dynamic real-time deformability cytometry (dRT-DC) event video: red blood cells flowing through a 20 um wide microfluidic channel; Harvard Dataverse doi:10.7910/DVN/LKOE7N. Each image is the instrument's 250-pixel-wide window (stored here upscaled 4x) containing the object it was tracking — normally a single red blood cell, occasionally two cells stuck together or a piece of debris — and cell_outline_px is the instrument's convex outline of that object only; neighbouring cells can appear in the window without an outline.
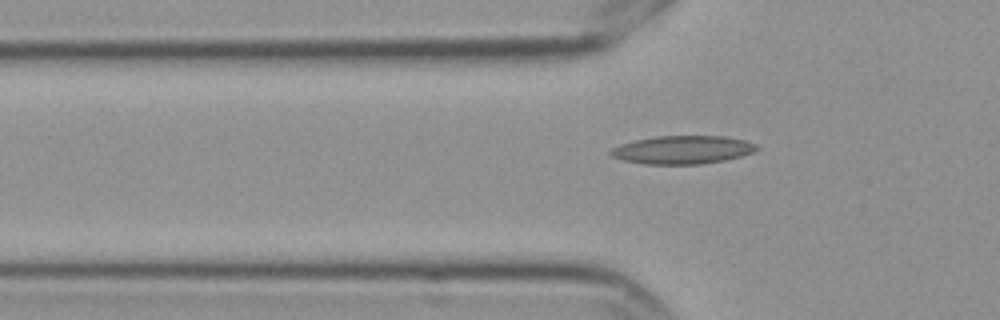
{"species": "Egyptian fruit bat (a non-hibernating species)", "species_latin": "Rousettus aegyptiacus", "temperature_condition": "cold", "stored_images_in_passage": 40, "camera_frame_rate_fps": 3000, "um_per_image_px": 0.085, "frame": {"image": 1, "passage_image": 2, "time_ms": 0.333, "image_size_px": [1000, 320], "cell_outline_px": [[760, 148], [752, 152], [740, 156], [724, 160], [700, 164], [644, 164], [624, 160], [612, 156], [608, 152], [612, 148], [620, 144], [636, 140], [656, 136], [724, 136], [744, 140], [756, 144]], "centroid_in_image_um": [58.01, 12.73], "position_along_channel_um": 67.8, "area_um2": 23.87}}
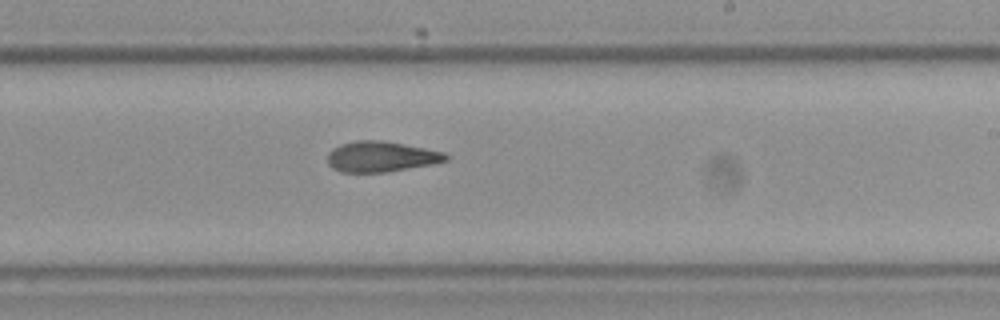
{"frame": {"image": 2, "passage_image": 18, "time_ms": 5.667, "image_size_px": [1000, 320], "cell_outline_px": [[448, 160], [432, 164], [388, 172], [340, 172], [332, 168], [328, 164], [328, 152], [332, 148], [340, 144], [356, 140], [384, 140], [444, 152], [448, 156]], "centroid_in_image_um": [32.36, 13.31], "position_along_channel_um": 256.6, "area_um2": 21.15}}
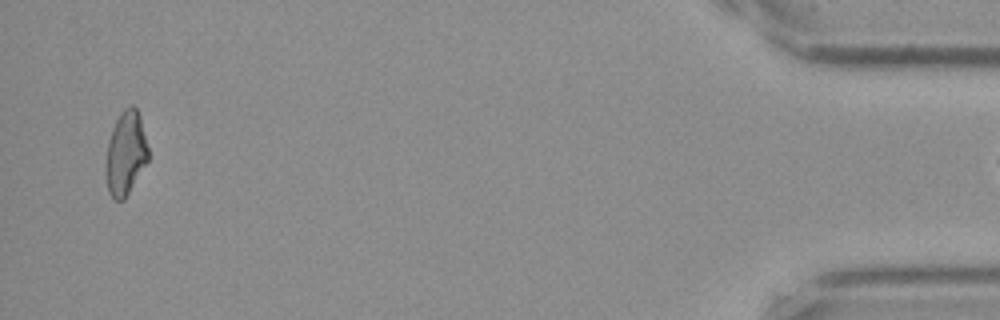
{"frame": {"image": 3, "passage_image": 39, "time_ms": 12.667, "image_size_px": [1000, 320], "cell_outline_px": [[148, 160], [124, 200], [112, 200], [108, 192], [104, 168], [108, 140], [112, 128], [120, 112], [124, 108], [132, 104], [136, 108], [140, 116], [148, 148]], "centroid_in_image_um": [10.65, 13.04], "position_along_channel_um": 424.6, "area_um2": 20.92}}